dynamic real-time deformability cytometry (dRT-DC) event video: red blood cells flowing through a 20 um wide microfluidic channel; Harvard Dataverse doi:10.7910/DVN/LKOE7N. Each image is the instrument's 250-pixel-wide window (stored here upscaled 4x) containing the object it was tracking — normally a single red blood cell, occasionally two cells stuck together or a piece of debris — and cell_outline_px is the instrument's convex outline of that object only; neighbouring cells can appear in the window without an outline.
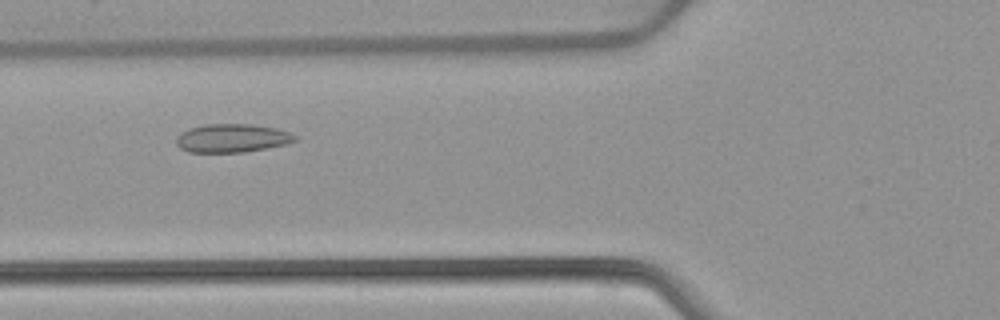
{"species": "common noctule bat (a hibernating species)", "species_latin": "Nyctalus noctula", "temperature_condition": "warm", "stored_images_in_passage": 43, "camera_frame_rate_fps": 3000, "um_per_image_px": 0.085, "animal": {"sex": "female", "body_mass_g": 22.7, "forearm_length_mm": 54.2}, "frame": {"image": 1, "passage_image": 13, "time_ms": 4.0, "image_size_px": [1000, 320], "cell_outline_px": [[300, 140], [284, 144], [244, 152], [188, 152], [180, 148], [176, 144], [176, 136], [180, 132], [204, 124], [248, 124], [276, 128], [288, 132], [296, 136]], "centroid_in_image_um": [19.7, 11.74], "position_along_channel_um": 106.1, "area_um2": 19.59}}
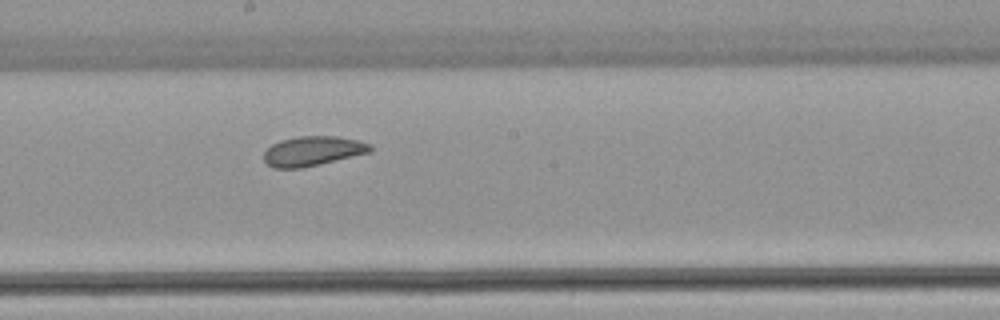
{"frame": {"image": 2, "passage_image": 22, "time_ms": 7.0, "image_size_px": [1000, 320], "cell_outline_px": [[372, 148], [368, 152], [320, 164], [300, 168], [272, 168], [264, 160], [264, 152], [272, 144], [280, 140], [296, 136], [336, 136], [356, 140], [372, 144]], "centroid_in_image_um": [26.54, 12.83], "position_along_channel_um": 221.7, "area_um2": 18.21}}
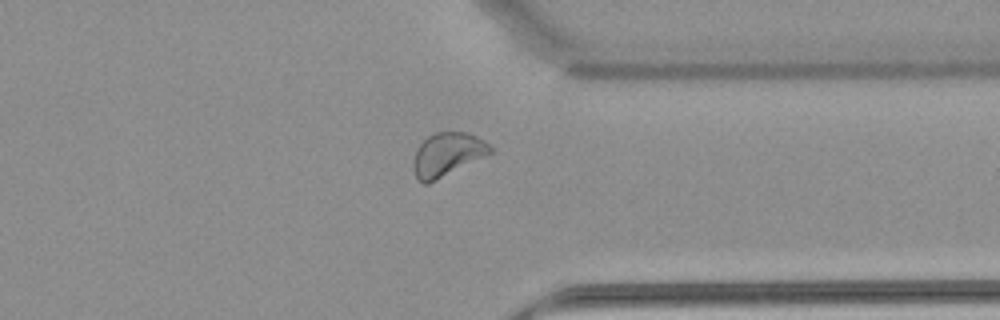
{"frame": {"image": 3, "passage_image": 34, "time_ms": 11.0, "image_size_px": [1000, 320], "cell_outline_px": [[492, 152], [428, 184], [424, 184], [416, 180], [412, 168], [412, 164], [416, 152], [420, 144], [428, 136], [436, 132], [468, 132], [484, 140], [492, 148]], "centroid_in_image_um": [37.98, 13.14], "position_along_channel_um": 373.4, "area_um2": 19.31}}